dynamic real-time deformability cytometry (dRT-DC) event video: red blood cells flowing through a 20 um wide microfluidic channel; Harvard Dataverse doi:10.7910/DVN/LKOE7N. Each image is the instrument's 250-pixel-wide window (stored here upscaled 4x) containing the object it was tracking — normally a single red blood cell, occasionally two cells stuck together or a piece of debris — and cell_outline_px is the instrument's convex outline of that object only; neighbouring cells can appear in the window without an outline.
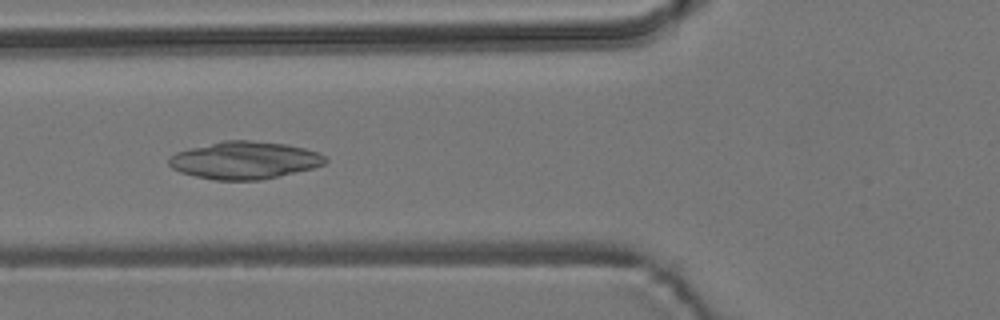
{"species": "common noctule bat (a hibernating species)", "species_latin": "Nyctalus noctula", "temperature_condition": "room temperature", "stored_images_in_passage": 5, "camera_frame_rate_fps": 3000, "um_per_image_px": 0.085, "animal": {"sex": "male", "body_mass_g": 19.2, "forearm_length_mm": 51.8}, "frame": {"image": 1, "passage_image": 3, "time_ms": 2.333, "image_size_px": [1000, 320], "cell_outline_px": [[328, 160], [324, 164], [312, 168], [260, 180], [212, 180], [180, 172], [172, 168], [168, 164], [168, 160], [176, 152], [224, 140], [252, 140], [284, 144], [304, 148], [316, 152], [324, 156]], "centroid_in_image_um": [20.77, 13.62], "position_along_channel_um": 105.0, "area_um2": 33.81}}
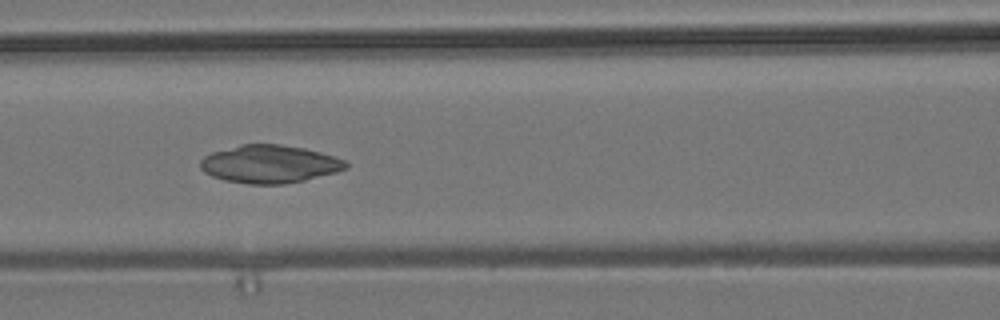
{"frame": {"image": 2, "passage_image": 4, "time_ms": 3.333, "image_size_px": [1000, 320], "cell_outline_px": [[348, 168], [336, 172], [304, 180], [284, 184], [248, 184], [224, 180], [212, 176], [204, 172], [200, 168], [200, 160], [204, 156], [212, 152], [240, 144], [280, 144], [304, 148], [320, 152], [344, 160], [348, 164]], "centroid_in_image_um": [22.88, 13.94], "position_along_channel_um": 143.7, "area_um2": 32.14}}
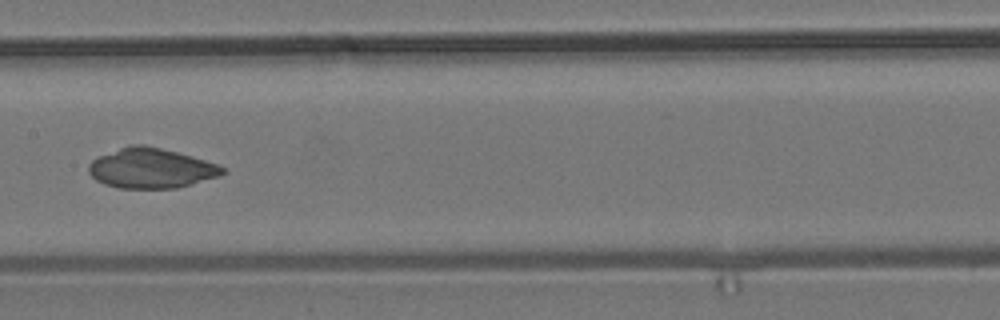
{"frame": {"image": 3, "passage_image": 5, "time_ms": 4.667, "image_size_px": [1000, 320], "cell_outline_px": [[228, 172], [220, 176], [176, 188], [120, 188], [104, 184], [96, 180], [88, 172], [88, 164], [96, 156], [132, 144], [144, 144], [192, 156], [220, 164]], "centroid_in_image_um": [12.85, 14.29], "position_along_channel_um": 194.6, "area_um2": 31.33}}